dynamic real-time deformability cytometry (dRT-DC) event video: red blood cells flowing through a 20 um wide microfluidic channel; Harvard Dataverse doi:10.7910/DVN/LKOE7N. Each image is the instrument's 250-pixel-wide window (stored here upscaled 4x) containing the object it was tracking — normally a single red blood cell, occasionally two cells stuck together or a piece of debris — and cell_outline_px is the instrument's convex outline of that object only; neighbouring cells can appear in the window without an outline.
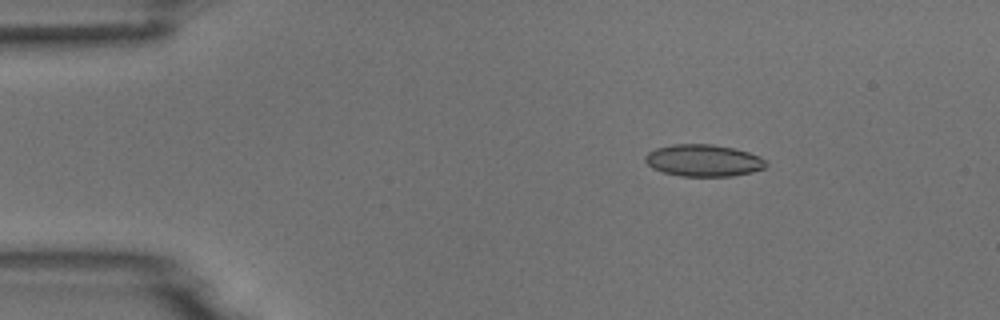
{"species": "common noctule bat (a hibernating species)", "species_latin": "Nyctalus noctula", "temperature_condition": "room temperature", "stored_images_in_passage": 4, "camera_frame_rate_fps": 3000, "um_per_image_px": 0.085, "animal": {"sex": "male", "body_mass_g": 18.8}, "frame": {"image": 1, "passage_image": 3, "time_ms": 2.333, "image_size_px": [1000, 320], "cell_outline_px": [[768, 164], [764, 168], [752, 172], [732, 176], [680, 176], [664, 172], [652, 168], [644, 160], [644, 156], [648, 152], [656, 148], [672, 144], [712, 144], [732, 148], [748, 152], [760, 156]], "centroid_in_image_um": [59.78, 13.64], "position_along_channel_um": 25.2, "area_um2": 22.48}}